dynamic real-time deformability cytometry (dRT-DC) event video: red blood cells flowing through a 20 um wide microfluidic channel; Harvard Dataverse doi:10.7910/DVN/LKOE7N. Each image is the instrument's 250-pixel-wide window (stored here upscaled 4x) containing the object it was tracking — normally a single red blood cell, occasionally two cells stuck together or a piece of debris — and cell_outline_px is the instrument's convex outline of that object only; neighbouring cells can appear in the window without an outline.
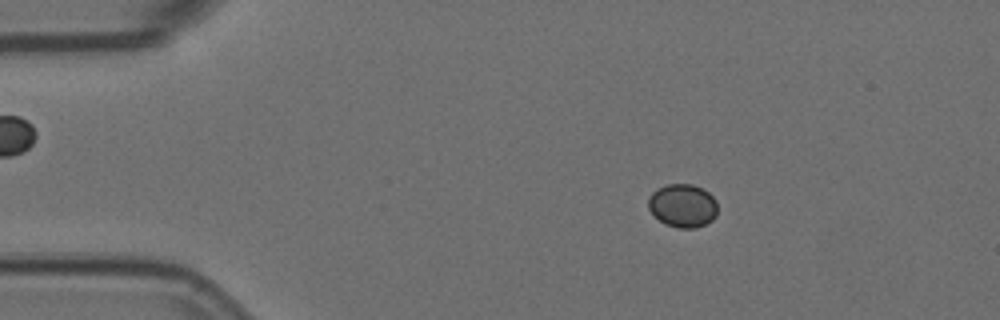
{"species": "Egyptian fruit bat (a non-hibernating species)", "species_latin": "Rousettus aegyptiacus", "temperature_condition": "room temperature", "stored_images_in_passage": 4, "camera_frame_rate_fps": 3000, "um_per_image_px": 0.085, "animal": {"sex": "female"}, "frame": {"image": 1, "passage_image": 2, "time_ms": 0.333, "image_size_px": [1000, 320], "cell_outline_px": [[716, 216], [712, 220], [696, 228], [676, 228], [664, 224], [648, 208], [648, 200], [652, 192], [656, 188], [668, 184], [692, 184], [708, 192], [716, 200]], "centroid_in_image_um": [58.02, 17.48], "position_along_channel_um": 27.0, "area_um2": 17.46}}